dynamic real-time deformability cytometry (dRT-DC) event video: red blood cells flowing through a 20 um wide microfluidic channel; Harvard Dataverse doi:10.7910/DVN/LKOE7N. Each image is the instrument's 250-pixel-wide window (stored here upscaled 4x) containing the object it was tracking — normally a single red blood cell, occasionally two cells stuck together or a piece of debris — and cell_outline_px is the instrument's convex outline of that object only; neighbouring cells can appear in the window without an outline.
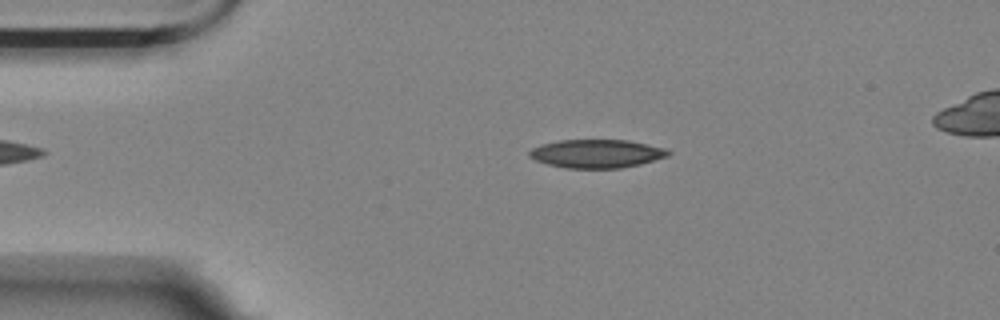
{"species": "Egyptian fruit bat (a non-hibernating species)", "species_latin": "Rousettus aegyptiacus", "temperature_condition": "room temperature", "stored_images_in_passage": 55, "camera_frame_rate_fps": 3000, "um_per_image_px": 0.085, "animal": {"sex": "female"}, "frame": {"image": 1, "passage_image": 10, "time_ms": 3.0, "image_size_px": [1000, 320], "cell_outline_px": [[672, 152], [668, 156], [640, 164], [620, 168], [564, 168], [548, 164], [536, 160], [528, 156], [528, 152], [532, 148], [540, 144], [560, 140], [628, 140], [664, 148]], "centroid_in_image_um": [50.69, 13.06], "position_along_channel_um": 34.3, "area_um2": 22.95}}
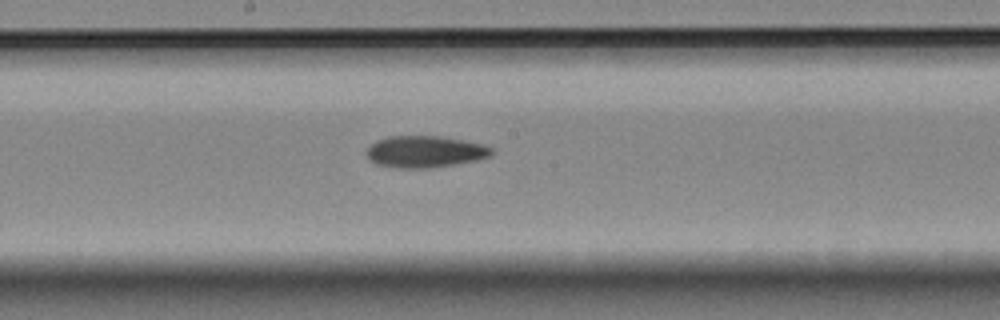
{"frame": {"image": 2, "passage_image": 28, "time_ms": 9.0, "image_size_px": [1000, 320], "cell_outline_px": [[496, 152], [492, 156], [476, 160], [452, 164], [424, 168], [400, 168], [376, 164], [364, 152], [376, 140], [388, 136], [444, 136], [484, 144], [496, 148]], "centroid_in_image_um": [36.19, 12.87], "position_along_channel_um": 212.0, "area_um2": 23.24}}
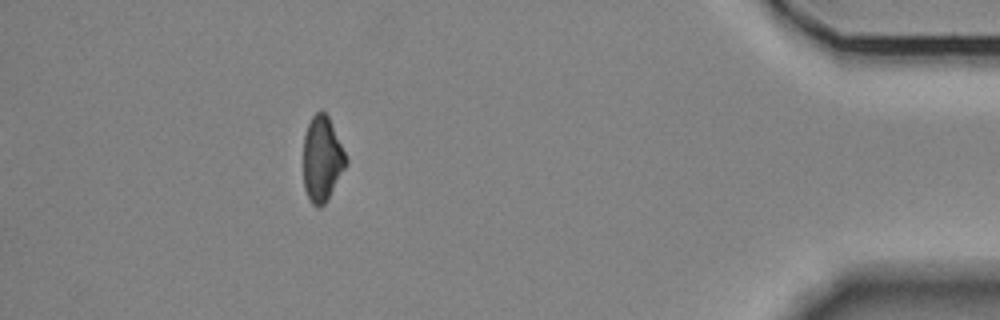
{"frame": {"image": 3, "passage_image": 49, "time_ms": 16.0, "image_size_px": [1000, 320], "cell_outline_px": [[348, 164], [324, 204], [320, 208], [316, 208], [312, 204], [304, 188], [304, 136], [308, 124], [312, 116], [316, 112], [324, 112], [328, 116], [348, 160]], "centroid_in_image_um": [27.38, 13.53], "position_along_channel_um": 407.8, "area_um2": 20.92}}